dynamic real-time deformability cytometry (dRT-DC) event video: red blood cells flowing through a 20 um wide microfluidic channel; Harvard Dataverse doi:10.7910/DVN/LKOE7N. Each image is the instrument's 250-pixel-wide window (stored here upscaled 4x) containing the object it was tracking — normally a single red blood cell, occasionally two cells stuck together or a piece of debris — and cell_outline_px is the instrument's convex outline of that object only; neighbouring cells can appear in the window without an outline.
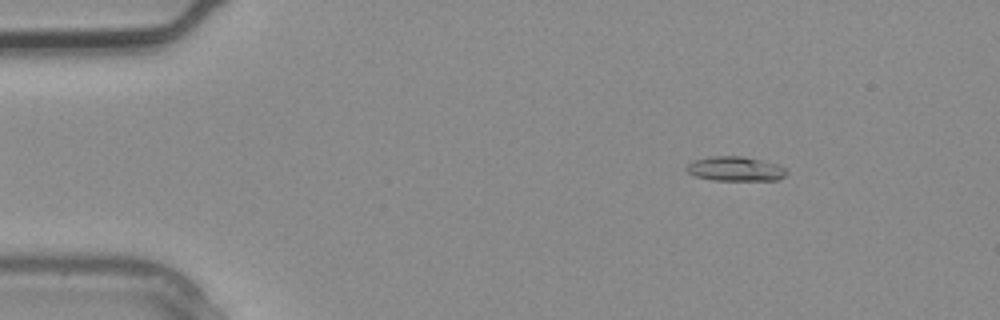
{"species": "common noctule bat (a hibernating species)", "species_latin": "Nyctalus noctula", "temperature_condition": "warm", "stored_images_in_passage": 2, "camera_frame_rate_fps": 3000, "um_per_image_px": 0.085, "animal": {"sex": "male", "body_mass_g": 20.4}, "frame": {"image": 1, "passage_image": 1, "time_ms": 0.0, "image_size_px": [1000, 320], "cell_outline_px": [[788, 172], [784, 176], [776, 180], [712, 180], [696, 176], [688, 172], [684, 168], [688, 164], [696, 160], [712, 156], [740, 156], [760, 160], [776, 164], [784, 168]], "centroid_in_image_um": [62.49, 14.36], "position_along_channel_um": 22.5, "area_um2": 14.05}}
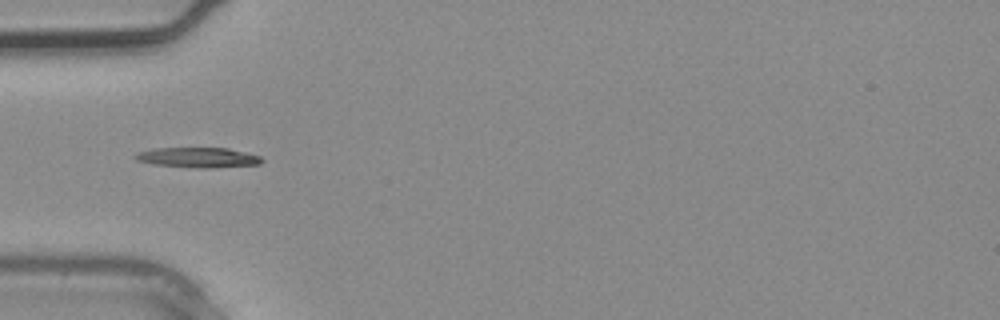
{"frame": {"image": 2, "passage_image": 2, "time_ms": 0.333, "image_size_px": [1000, 320], "cell_outline_px": [[264, 160], [260, 164], [212, 168], [200, 168], [152, 164], [136, 160], [132, 156], [136, 152], [152, 148], [228, 148], [248, 152], [260, 156]], "centroid_in_image_um": [16.82, 13.38], "position_along_channel_um": 68.2, "area_um2": 15.03}}